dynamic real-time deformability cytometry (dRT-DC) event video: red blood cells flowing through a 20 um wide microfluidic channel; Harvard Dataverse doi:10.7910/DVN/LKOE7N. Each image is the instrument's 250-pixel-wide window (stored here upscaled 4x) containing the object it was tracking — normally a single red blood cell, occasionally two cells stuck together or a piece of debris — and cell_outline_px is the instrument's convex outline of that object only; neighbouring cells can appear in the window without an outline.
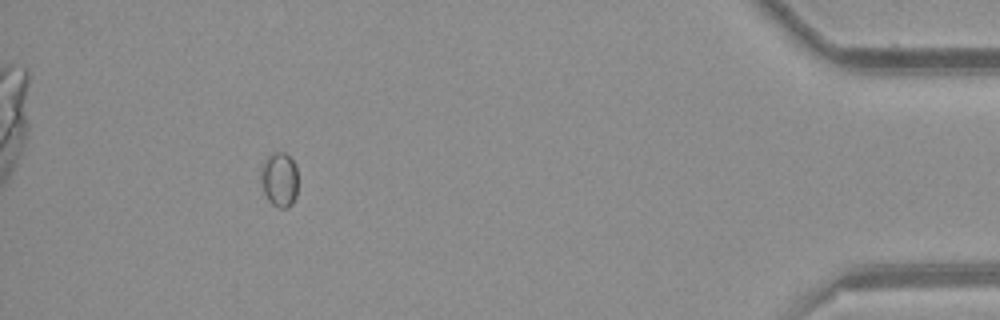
{"species": "common noctule bat (a hibernating species)", "species_latin": "Nyctalus noctula", "temperature_condition": "room temperature", "stored_images_in_passage": 48, "camera_frame_rate_fps": 3000, "um_per_image_px": 0.085, "animal": {"sex": "female", "body_mass_g": 21.9}, "frame": {"image": 1, "passage_image": 43, "time_ms": 14.0, "image_size_px": [1000, 320], "cell_outline_px": [[296, 196], [292, 204], [288, 208], [280, 208], [272, 204], [268, 200], [264, 192], [260, 176], [260, 168], [264, 160], [268, 156], [276, 152], [284, 152], [296, 164]], "centroid_in_image_um": [23.73, 15.26], "position_along_channel_um": 411.5, "area_um2": 11.79}}